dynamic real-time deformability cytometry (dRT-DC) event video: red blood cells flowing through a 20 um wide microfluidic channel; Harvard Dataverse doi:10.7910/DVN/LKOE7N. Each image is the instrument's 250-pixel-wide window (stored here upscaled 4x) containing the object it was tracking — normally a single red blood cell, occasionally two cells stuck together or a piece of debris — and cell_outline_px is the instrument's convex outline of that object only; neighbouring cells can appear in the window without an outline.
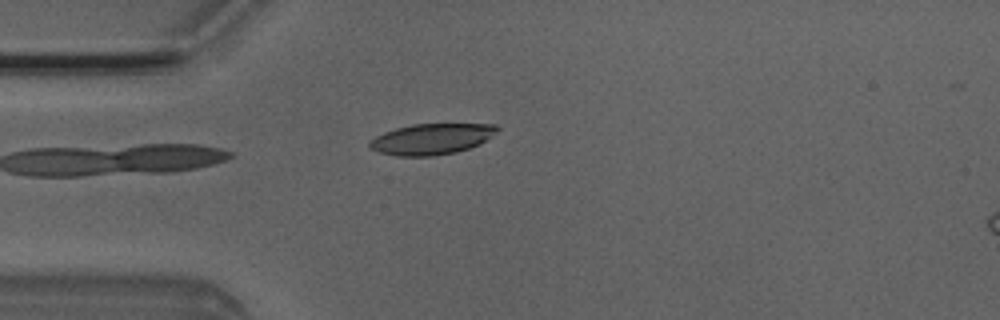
{"species": "Egyptian fruit bat (a non-hibernating species)", "species_latin": "Rousettus aegyptiacus", "temperature_condition": "room temperature", "stored_images_in_passage": 5, "camera_frame_rate_fps": 3000, "um_per_image_px": 0.085, "animal": {"sex": "male"}, "frame": {"image": 1, "passage_image": 4, "time_ms": 1.0, "image_size_px": [1000, 320], "cell_outline_px": [[500, 128], [496, 132], [480, 144], [456, 152], [432, 156], [396, 156], [380, 152], [372, 148], [368, 144], [368, 140], [384, 132], [396, 128], [412, 124], [496, 124]], "centroid_in_image_um": [36.67, 11.81], "position_along_channel_um": 48.3, "area_um2": 22.89}}